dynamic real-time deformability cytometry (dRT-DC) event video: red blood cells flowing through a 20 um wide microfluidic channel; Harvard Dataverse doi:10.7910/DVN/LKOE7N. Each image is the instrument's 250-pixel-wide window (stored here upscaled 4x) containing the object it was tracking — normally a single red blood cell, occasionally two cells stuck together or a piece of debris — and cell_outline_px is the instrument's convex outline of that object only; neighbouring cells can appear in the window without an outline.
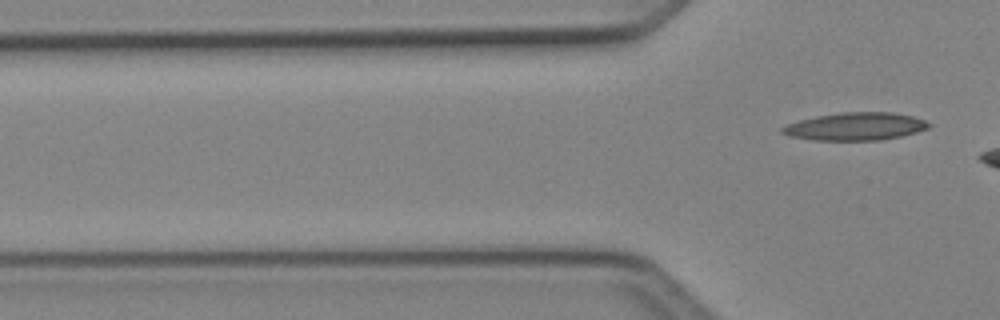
{"species": "Egyptian fruit bat (a non-hibernating species)", "species_latin": "Rousettus aegyptiacus", "temperature_condition": "cold", "stored_images_in_passage": 4, "camera_frame_rate_fps": 3000, "um_per_image_px": 0.085, "animal": {"sex": "female"}, "frame": {"image": 1, "passage_image": 4, "time_ms": 1.0, "image_size_px": [1000, 320], "cell_outline_px": [[932, 124], [928, 128], [916, 132], [900, 136], [880, 140], [816, 140], [788, 136], [780, 132], [780, 128], [788, 124], [800, 120], [816, 116], [840, 112], [892, 112], [912, 116], [924, 120]], "centroid_in_image_um": [72.7, 10.74], "position_along_channel_um": 53.1, "area_um2": 23.64}}